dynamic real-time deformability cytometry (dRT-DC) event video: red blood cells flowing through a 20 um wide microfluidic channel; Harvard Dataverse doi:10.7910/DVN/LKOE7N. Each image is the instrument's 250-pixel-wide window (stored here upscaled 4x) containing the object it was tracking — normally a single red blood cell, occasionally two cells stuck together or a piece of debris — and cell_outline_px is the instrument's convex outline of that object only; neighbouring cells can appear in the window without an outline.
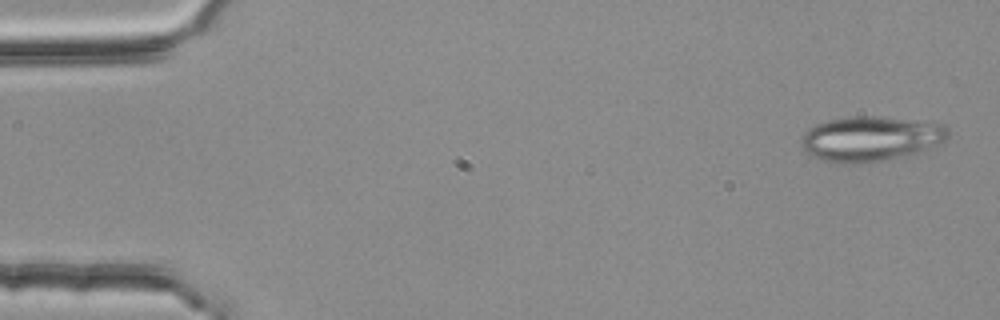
{"species": "common noctule bat (a hibernating species)", "species_latin": "Nyctalus noctula", "temperature_condition": "room temperature", "stored_images_in_passage": 54, "camera_frame_rate_fps": 3000, "um_per_image_px": 0.085, "animal": {"sex": "female", "body_mass_g": 25.1}, "frame": {"image": 1, "passage_image": 2, "time_ms": 0.333, "image_size_px": [1000, 320], "cell_outline_px": [[948, 136], [944, 140], [912, 156], [852, 164], [824, 160], [812, 156], [800, 144], [800, 140], [804, 132], [808, 128], [816, 124], [828, 120], [852, 116], [880, 116], [944, 124], [948, 128]], "centroid_in_image_um": [74.0, 11.78], "position_along_channel_um": 11.0, "area_um2": 38.44}}
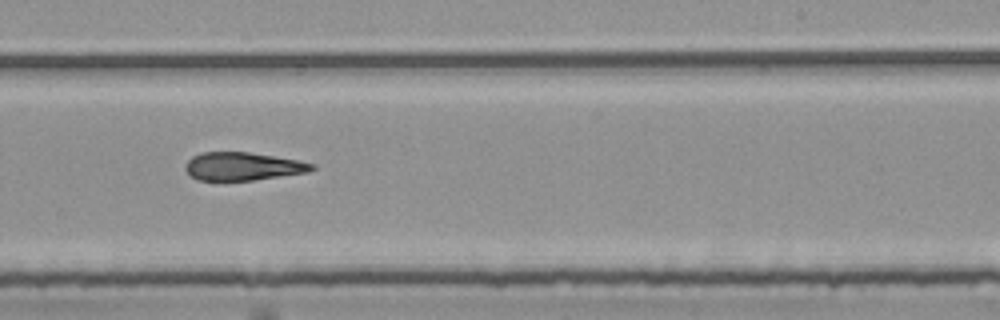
{"frame": {"image": 2, "passage_image": 33, "time_ms": 10.667, "image_size_px": [1000, 320], "cell_outline_px": [[316, 168], [308, 172], [252, 180], [196, 180], [184, 168], [188, 160], [192, 156], [204, 152], [248, 152], [296, 160], [316, 164]], "centroid_in_image_um": [20.63, 14.14], "position_along_channel_um": 268.4, "area_um2": 20.46}}
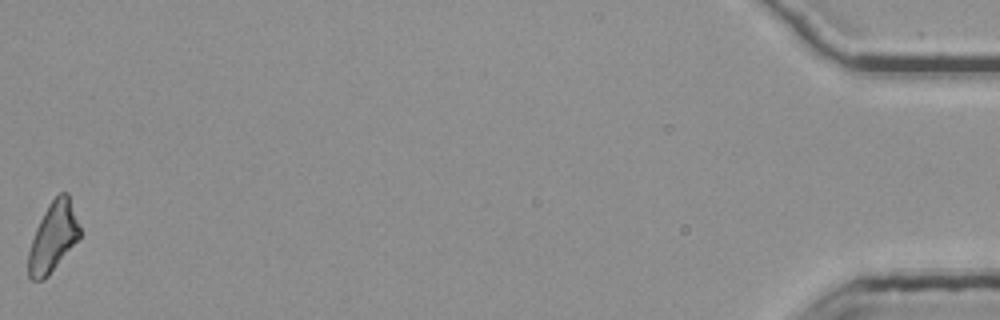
{"frame": {"image": 3, "passage_image": 54, "time_ms": 17.667, "image_size_px": [1000, 320], "cell_outline_px": [[80, 236], [48, 276], [44, 280], [32, 280], [28, 276], [28, 252], [36, 228], [48, 204], [60, 192], [68, 192], [80, 228]], "centroid_in_image_um": [4.5, 20.15], "position_along_channel_um": 430.7, "area_um2": 20.46}, "authors_computed_cell_mechanics": {"area_um2": 22.1663, "velocity_mm_per_s": 3.7688, "shape_relaxation_time_tau1_ms": null, "shape_relaxation_time_tau2_ms": 3.4957, "deformation_change_tau1": null, "deformation_change_tau2": 0.1467}}